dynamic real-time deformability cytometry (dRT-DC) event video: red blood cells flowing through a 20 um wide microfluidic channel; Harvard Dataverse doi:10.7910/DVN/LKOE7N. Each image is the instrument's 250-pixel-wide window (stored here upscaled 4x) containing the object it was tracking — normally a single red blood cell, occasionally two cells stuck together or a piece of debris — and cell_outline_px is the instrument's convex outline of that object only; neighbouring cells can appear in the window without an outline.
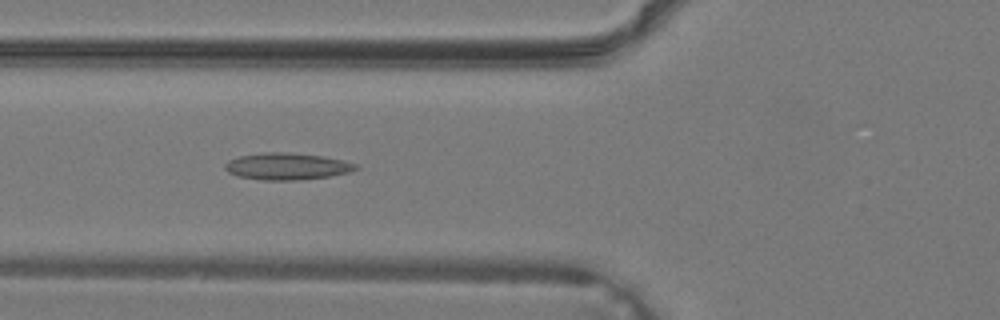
{"species": "common noctule bat (a hibernating species)", "species_latin": "Nyctalus noctula", "temperature_condition": "warm", "stored_images_in_passage": 39, "camera_frame_rate_fps": 3000, "um_per_image_px": 0.085, "animal": {"sex": "male", "body_mass_g": 19.2, "forearm_length_mm": 51.8}, "frame": {"image": 1, "passage_image": 15, "time_ms": 4.667, "image_size_px": [1000, 320], "cell_outline_px": [[360, 168], [348, 172], [328, 176], [300, 180], [264, 180], [240, 176], [228, 172], [224, 168], [224, 164], [228, 160], [240, 156], [260, 152], [288, 152], [324, 156], [356, 164]], "centroid_in_image_um": [24.36, 14.13], "position_along_channel_um": 101.4, "area_um2": 20.35}}
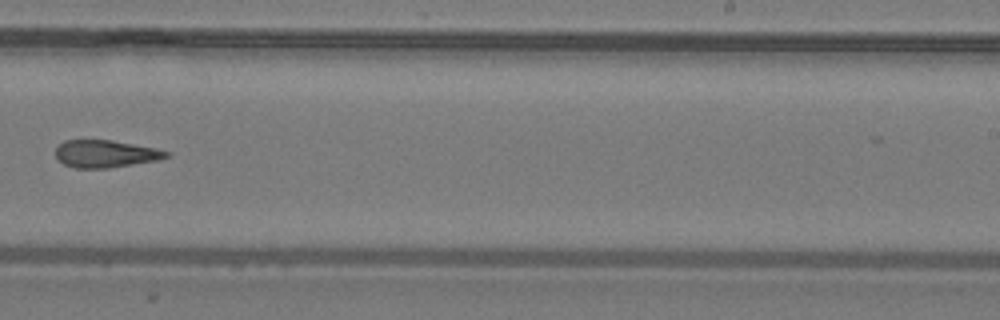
{"frame": {"image": 2, "passage_image": 25, "time_ms": 8.0, "image_size_px": [1000, 320], "cell_outline_px": [[172, 156], [156, 160], [108, 168], [76, 168], [64, 164], [56, 156], [56, 148], [64, 140], [112, 140], [156, 148], [172, 152]], "centroid_in_image_um": [9.01, 13.06], "position_along_channel_um": 280.0, "area_um2": 17.63}}
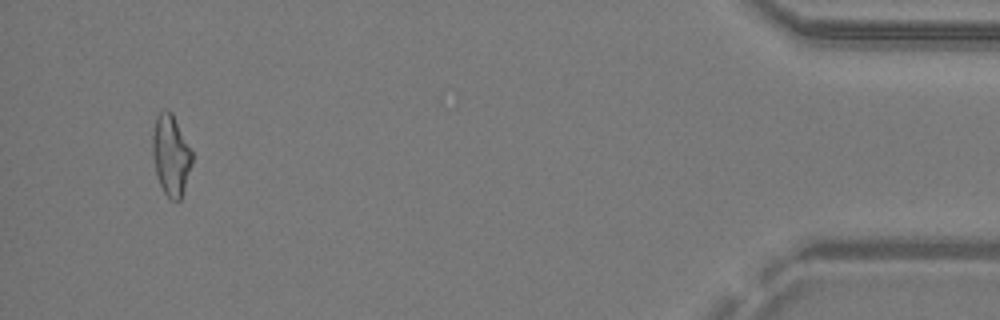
{"frame": {"image": 3, "passage_image": 37, "time_ms": 12.0, "image_size_px": [1000, 320], "cell_outline_px": [[192, 164], [180, 200], [172, 200], [164, 192], [156, 176], [152, 152], [152, 136], [156, 116], [160, 112], [172, 112], [192, 152]], "centroid_in_image_um": [14.51, 13.2], "position_along_channel_um": 420.7, "area_um2": 18.32}}